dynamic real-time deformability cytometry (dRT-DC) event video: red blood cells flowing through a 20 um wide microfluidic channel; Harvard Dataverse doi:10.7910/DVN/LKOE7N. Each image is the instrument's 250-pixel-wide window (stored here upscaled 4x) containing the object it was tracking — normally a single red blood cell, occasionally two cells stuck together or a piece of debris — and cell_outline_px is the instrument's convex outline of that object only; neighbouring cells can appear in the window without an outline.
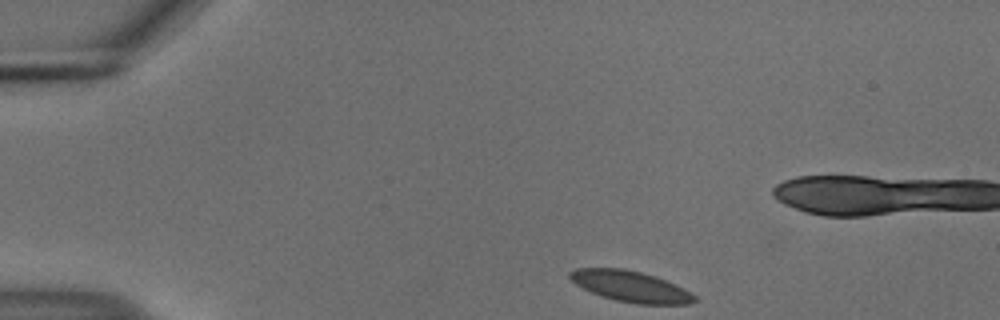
{"species": "common noctule bat (a hibernating species)", "species_latin": "Nyctalus noctula", "temperature_condition": "cold", "stored_images_in_passage": 47, "camera_frame_rate_fps": 3000, "um_per_image_px": 0.085, "animal": {"sex": "male", "body_mass_g": 18.8}, "frame": {"image": 1, "passage_image": 1, "time_ms": 0.0, "image_size_px": [1000, 320], "cell_outline_px": [[700, 300], [692, 304], [636, 304], [616, 300], [592, 292], [576, 284], [568, 276], [568, 272], [576, 268], [624, 268], [656, 276], [684, 288], [696, 296]], "centroid_in_image_um": [53.65, 24.34], "position_along_channel_um": 31.3, "area_um2": 22.48}}
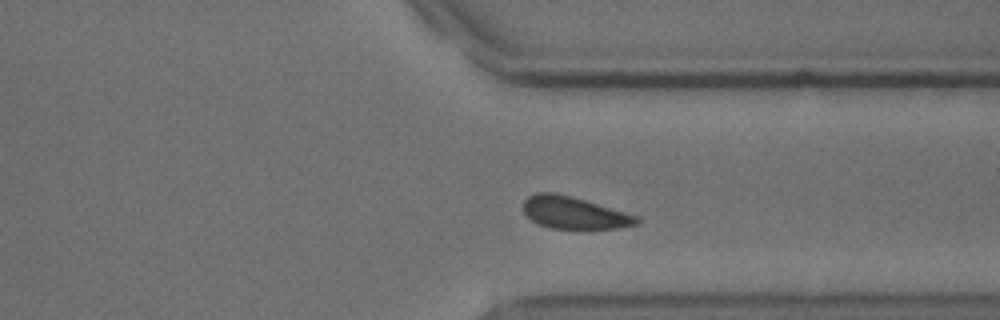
{"frame": {"image": 2, "passage_image": 33, "time_ms": 10.667, "image_size_px": [1000, 320], "cell_outline_px": [[640, 224], [616, 228], [584, 232], [548, 228], [532, 220], [524, 212], [524, 200], [528, 196], [536, 192], [552, 192], [572, 196], [640, 216]], "centroid_in_image_um": [48.86, 18.14], "position_along_channel_um": 362.5, "area_um2": 22.2}}
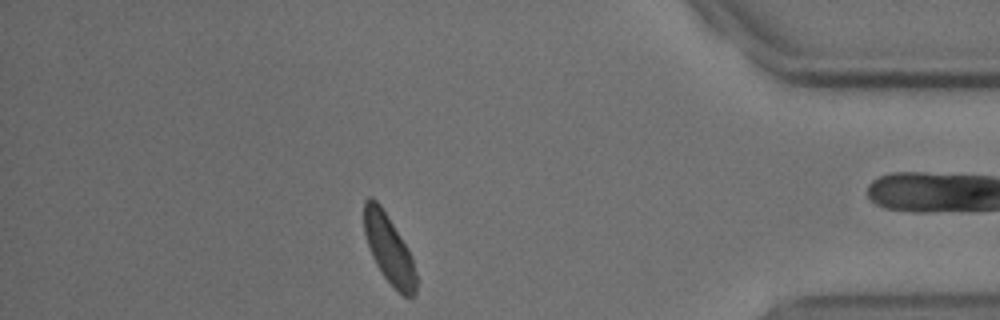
{"frame": {"image": 3, "passage_image": 39, "time_ms": 12.667, "image_size_px": [1000, 320], "cell_outline_px": [[416, 296], [404, 296], [384, 276], [376, 264], [372, 256], [364, 232], [364, 200], [368, 196], [372, 196], [380, 204], [408, 248], [412, 256], [416, 272]], "centroid_in_image_um": [33.06, 21.14], "position_along_channel_um": 402.1, "area_um2": 20.63}}